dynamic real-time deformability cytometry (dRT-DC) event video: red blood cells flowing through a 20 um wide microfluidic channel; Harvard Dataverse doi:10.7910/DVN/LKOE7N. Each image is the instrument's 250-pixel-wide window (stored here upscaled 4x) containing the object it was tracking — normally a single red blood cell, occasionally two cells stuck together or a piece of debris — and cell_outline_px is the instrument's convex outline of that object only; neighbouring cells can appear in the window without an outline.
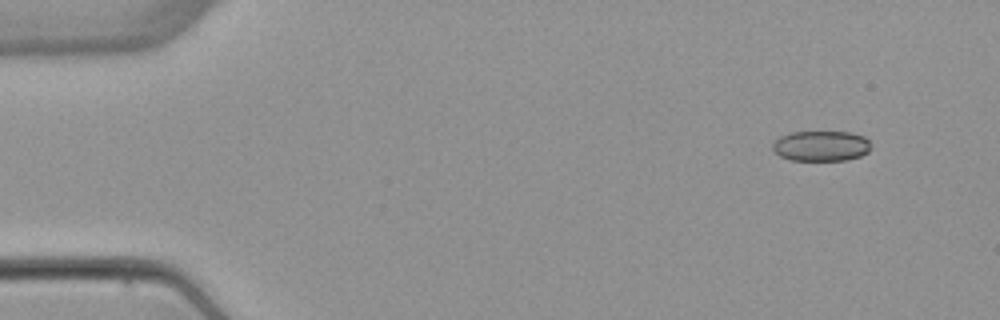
{"species": "common noctule bat (a hibernating species)", "species_latin": "Nyctalus noctula", "temperature_condition": "warm", "stored_images_in_passage": 4, "camera_frame_rate_fps": 3000, "um_per_image_px": 0.085, "animal": {"sex": "female", "body_mass_g": 22.7, "forearm_length_mm": 54.2}, "frame": {"image": 1, "passage_image": 1, "time_ms": 0.0, "image_size_px": [1000, 320], "cell_outline_px": [[868, 152], [860, 156], [844, 160], [792, 160], [780, 156], [772, 148], [772, 144], [780, 136], [792, 132], [852, 132], [864, 136], [868, 140]], "centroid_in_image_um": [69.78, 12.4], "position_along_channel_um": 15.2, "area_um2": 17.22}}
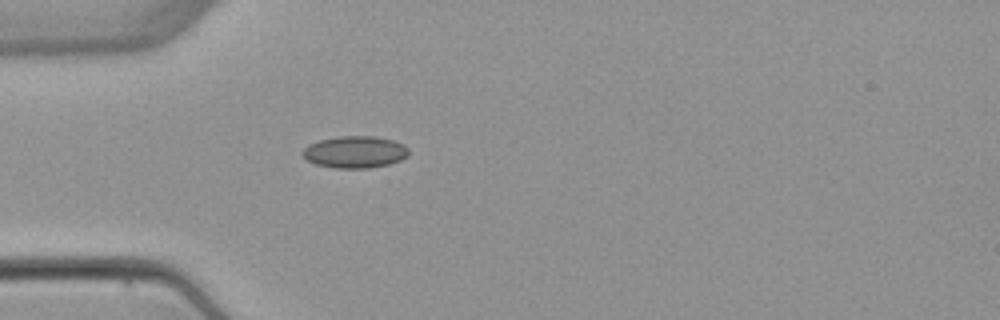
{"frame": {"image": 2, "passage_image": 4, "time_ms": 3.667, "image_size_px": [1000, 320], "cell_outline_px": [[408, 156], [400, 160], [388, 164], [368, 168], [336, 168], [316, 164], [308, 160], [300, 152], [308, 144], [320, 140], [340, 136], [376, 136], [392, 140], [404, 144], [408, 148]], "centroid_in_image_um": [30.17, 12.91], "position_along_channel_um": 54.8, "area_um2": 19.71}}